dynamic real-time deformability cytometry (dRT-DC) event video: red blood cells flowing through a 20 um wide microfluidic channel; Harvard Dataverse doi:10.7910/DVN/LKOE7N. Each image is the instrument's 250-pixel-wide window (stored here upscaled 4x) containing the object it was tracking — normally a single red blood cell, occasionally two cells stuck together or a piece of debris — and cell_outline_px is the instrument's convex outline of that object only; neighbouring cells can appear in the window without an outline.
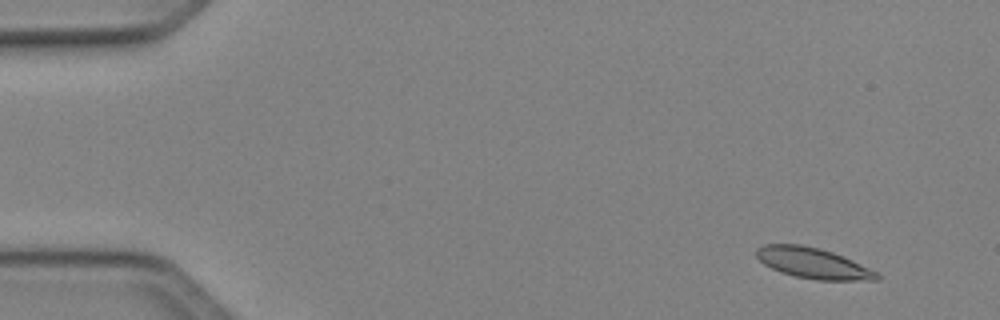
{"species": "Egyptian fruit bat (a non-hibernating species)", "species_latin": "Rousettus aegyptiacus", "temperature_condition": "cold", "stored_images_in_passage": 49, "camera_frame_rate_fps": 3000, "um_per_image_px": 0.085, "animal": {"sex": "female"}, "frame": {"image": 1, "passage_image": 4, "time_ms": 1.0, "image_size_px": [1000, 320], "cell_outline_px": [[880, 280], [816, 280], [796, 276], [780, 272], [764, 264], [756, 256], [756, 248], [764, 244], [800, 244], [820, 248], [844, 256], [876, 272], [880, 276]], "centroid_in_image_um": [69.09, 22.36], "position_along_channel_um": 15.9, "area_um2": 21.44}}
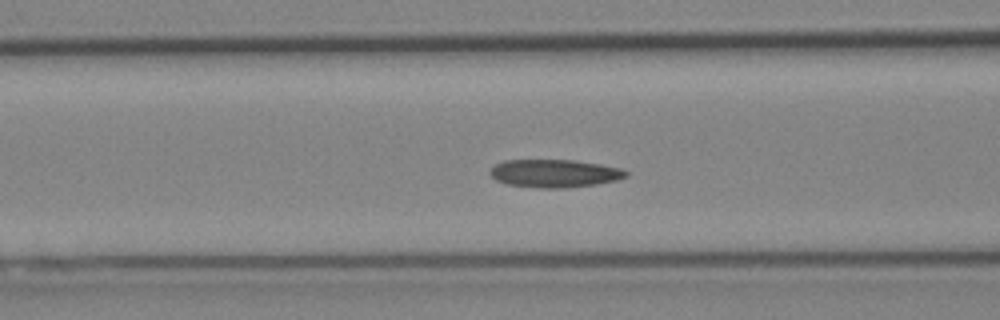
{"frame": {"image": 2, "passage_image": 20, "time_ms": 6.333, "image_size_px": [1000, 320], "cell_outline_px": [[628, 176], [616, 180], [596, 184], [568, 188], [540, 188], [504, 184], [496, 180], [488, 172], [496, 164], [504, 160], [576, 160], [600, 164], [620, 168], [628, 172]], "centroid_in_image_um": [47.12, 14.74], "position_along_channel_um": 119.5, "area_um2": 22.25}}
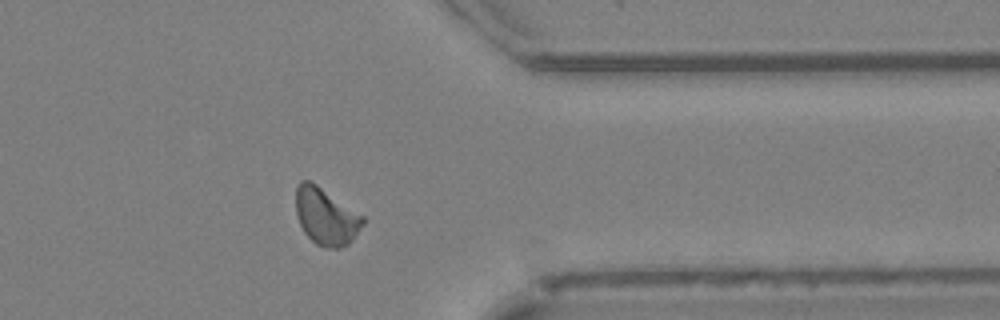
{"frame": {"image": 3, "passage_image": 40, "time_ms": 13.0, "image_size_px": [1000, 320], "cell_outline_px": [[364, 224], [352, 240], [348, 244], [340, 248], [324, 248], [316, 244], [304, 232], [300, 224], [296, 212], [296, 188], [300, 180], [308, 180], [316, 184], [364, 216]], "centroid_in_image_um": [27.71, 18.41], "position_along_channel_um": 383.7, "area_um2": 22.14}}